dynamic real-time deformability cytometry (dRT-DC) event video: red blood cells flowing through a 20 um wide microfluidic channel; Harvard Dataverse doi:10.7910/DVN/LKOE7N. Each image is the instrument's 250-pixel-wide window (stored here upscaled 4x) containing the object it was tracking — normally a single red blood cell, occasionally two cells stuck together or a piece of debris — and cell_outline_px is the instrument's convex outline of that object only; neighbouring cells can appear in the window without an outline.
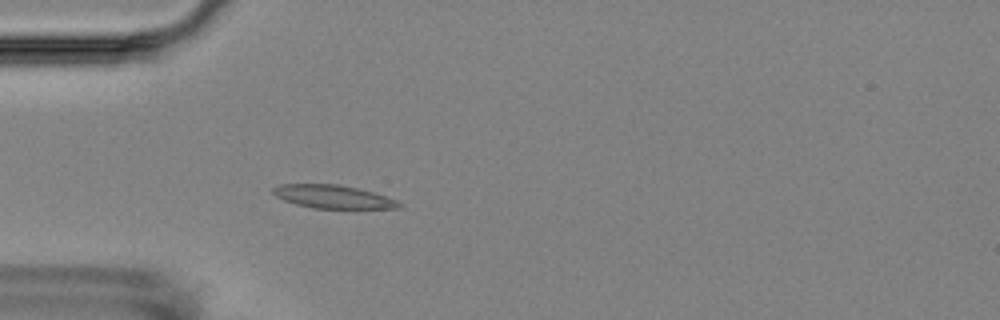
{"species": "Egyptian fruit bat (a non-hibernating species)", "species_latin": "Rousettus aegyptiacus", "temperature_condition": "room temperature", "stored_images_in_passage": 2, "camera_frame_rate_fps": 3000, "um_per_image_px": 0.085, "animal": {"sex": "female"}, "frame": {"image": 1, "passage_image": 2, "time_ms": 1.333, "image_size_px": [1000, 320], "cell_outline_px": [[400, 208], [312, 208], [296, 204], [284, 200], [276, 196], [272, 192], [272, 188], [280, 184], [340, 184], [372, 192], [396, 200], [400, 204]], "centroid_in_image_um": [28.25, 16.71], "position_along_channel_um": 56.8, "area_um2": 16.82}}